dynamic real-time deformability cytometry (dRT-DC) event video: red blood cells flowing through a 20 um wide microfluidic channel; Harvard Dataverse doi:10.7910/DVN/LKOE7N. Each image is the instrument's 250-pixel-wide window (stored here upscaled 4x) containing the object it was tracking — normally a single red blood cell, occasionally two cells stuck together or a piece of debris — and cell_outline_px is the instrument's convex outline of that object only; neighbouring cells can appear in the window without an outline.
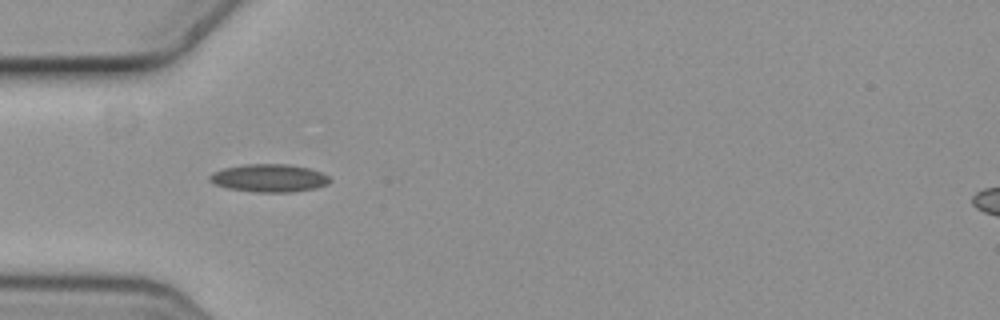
{"species": "common noctule bat (a hibernating species)", "species_latin": "Nyctalus noctula", "temperature_condition": "cold", "stored_images_in_passage": 2, "camera_frame_rate_fps": 3000, "um_per_image_px": 0.085, "animal": {"sex": "female", "body_mass_g": 19.3, "forearm_length_mm": 54.1}, "frame": {"image": 1, "passage_image": 1, "time_ms": 0.0, "image_size_px": [1000, 320], "cell_outline_px": [[332, 180], [328, 184], [316, 188], [292, 192], [256, 192], [228, 188], [216, 184], [208, 180], [208, 176], [212, 172], [224, 168], [244, 164], [288, 164], [308, 168], [320, 172], [328, 176]], "centroid_in_image_um": [22.87, 15.13], "position_along_channel_um": 62.1, "area_um2": 19.54}}
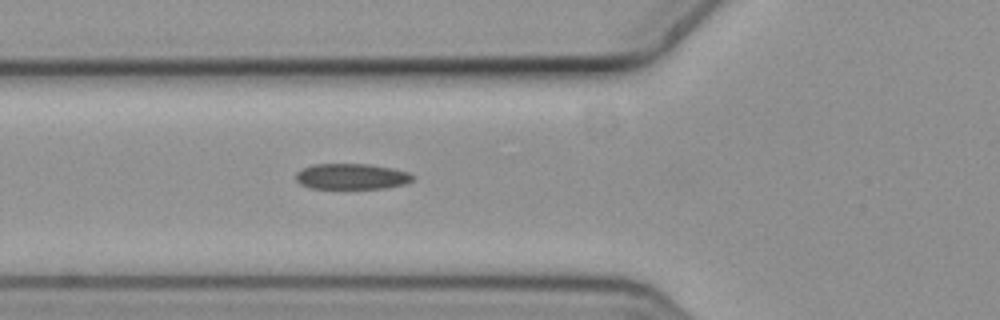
{"frame": {"image": 2, "passage_image": 2, "time_ms": 0.333, "image_size_px": [1000, 320], "cell_outline_px": [[416, 176], [408, 184], [384, 188], [308, 188], [300, 184], [296, 180], [296, 172], [312, 164], [368, 164], [392, 168], [408, 172]], "centroid_in_image_um": [29.91, 15.0], "position_along_channel_um": 95.9, "area_um2": 17.63}}